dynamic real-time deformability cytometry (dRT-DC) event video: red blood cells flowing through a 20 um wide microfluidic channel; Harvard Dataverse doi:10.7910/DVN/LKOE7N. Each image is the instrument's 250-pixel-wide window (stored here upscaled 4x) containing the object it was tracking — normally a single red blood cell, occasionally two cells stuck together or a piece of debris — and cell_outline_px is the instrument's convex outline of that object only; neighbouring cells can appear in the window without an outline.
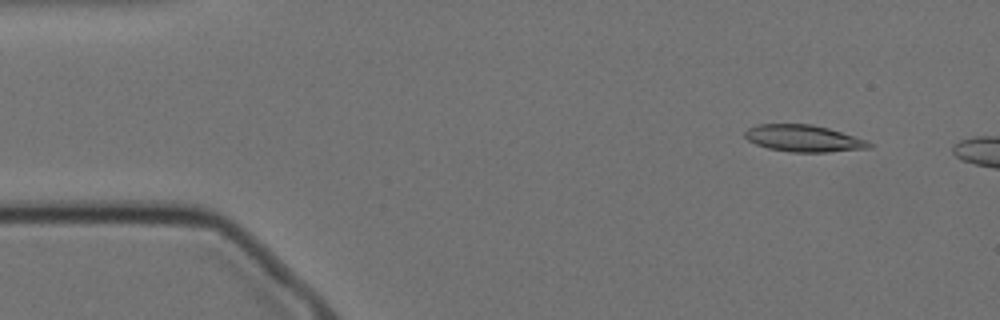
{"species": "Egyptian fruit bat (a non-hibernating species)", "species_latin": "Rousettus aegyptiacus", "temperature_condition": "cold", "stored_images_in_passage": 5, "camera_frame_rate_fps": 3000, "um_per_image_px": 0.085, "animal": {"sex": "female"}, "frame": {"image": 1, "passage_image": 1, "time_ms": 0.0, "image_size_px": [1000, 320], "cell_outline_px": [[876, 144], [872, 148], [828, 152], [792, 152], [768, 148], [756, 144], [748, 140], [744, 136], [744, 132], [748, 128], [756, 124], [812, 124], [828, 128], [868, 140]], "centroid_in_image_um": [68.35, 11.76], "position_along_channel_um": 16.7, "area_um2": 19.59}}